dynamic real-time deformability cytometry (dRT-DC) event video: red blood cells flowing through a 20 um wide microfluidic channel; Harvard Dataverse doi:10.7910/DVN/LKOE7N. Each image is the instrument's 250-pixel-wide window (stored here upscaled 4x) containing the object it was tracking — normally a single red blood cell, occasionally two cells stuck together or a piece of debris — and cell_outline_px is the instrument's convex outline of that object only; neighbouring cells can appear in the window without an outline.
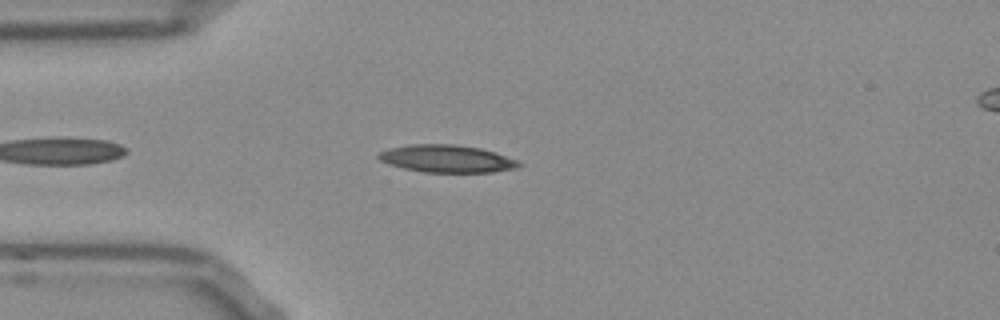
{"species": "Egyptian fruit bat (a non-hibernating species)", "species_latin": "Rousettus aegyptiacus", "temperature_condition": "room temperature", "stored_images_in_passage": 29, "camera_frame_rate_fps": 3000, "um_per_image_px": 0.085, "frame": {"image": 1, "passage_image": 5, "time_ms": 1.333, "image_size_px": [1000, 320], "cell_outline_px": [[520, 164], [516, 168], [492, 172], [424, 172], [404, 168], [380, 160], [376, 156], [380, 152], [392, 148], [412, 144], [456, 144], [480, 148], [496, 152], [516, 160]], "centroid_in_image_um": [38.0, 13.48], "position_along_channel_um": 47.0, "area_um2": 22.14}}
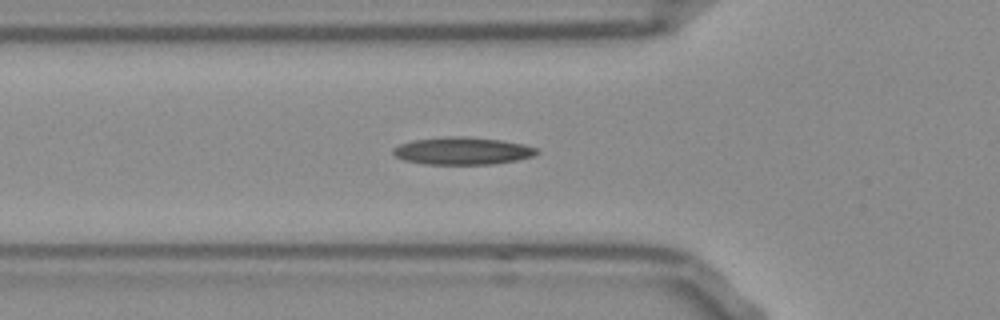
{"frame": {"image": 2, "passage_image": 9, "time_ms": 2.667, "image_size_px": [1000, 320], "cell_outline_px": [[540, 152], [532, 156], [516, 160], [492, 164], [424, 164], [404, 160], [396, 156], [392, 152], [392, 148], [400, 144], [416, 140], [448, 136], [464, 136], [500, 140], [524, 144], [536, 148]], "centroid_in_image_um": [39.3, 12.82], "position_along_channel_um": 86.5, "area_um2": 22.83}}
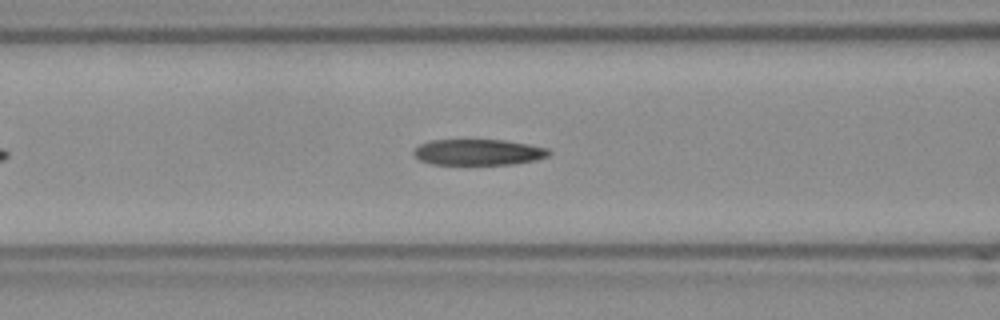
{"frame": {"image": 3, "passage_image": 12, "time_ms": 3.667, "image_size_px": [1000, 320], "cell_outline_px": [[552, 152], [548, 156], [536, 160], [512, 164], [432, 164], [420, 160], [412, 152], [420, 144], [428, 140], [504, 140], [528, 144], [548, 148]], "centroid_in_image_um": [40.67, 12.93], "position_along_channel_um": 125.9, "area_um2": 20.4}}